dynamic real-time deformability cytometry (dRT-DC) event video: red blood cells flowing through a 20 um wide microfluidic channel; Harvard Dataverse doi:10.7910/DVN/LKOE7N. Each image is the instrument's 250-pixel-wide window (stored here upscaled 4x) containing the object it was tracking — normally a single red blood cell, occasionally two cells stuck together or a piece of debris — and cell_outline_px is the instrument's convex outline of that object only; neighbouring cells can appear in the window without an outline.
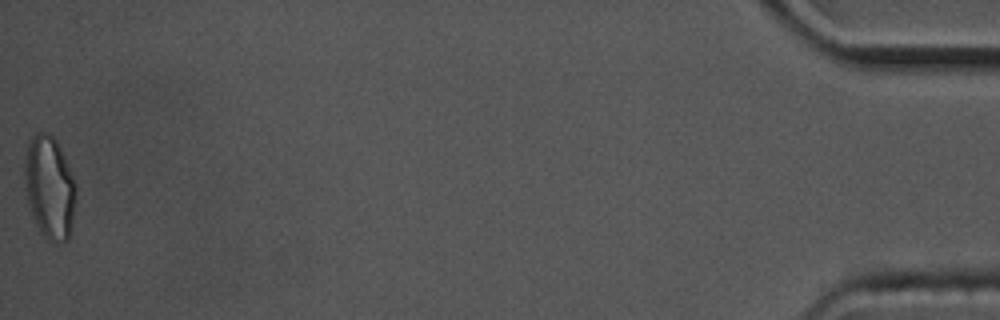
{"species": "common noctule bat (a hibernating species)", "species_latin": "Nyctalus noctula", "temperature_condition": "cold", "stored_images_in_passage": 46, "camera_frame_rate_fps": 3000, "um_per_image_px": 0.085, "animal": {"sex": "male", "body_mass_g": 17.5, "forearm_length_mm": 52.3}, "frame": {"image": 1, "passage_image": 45, "time_ms": 14.667, "image_size_px": [1000, 320], "cell_outline_px": [[76, 200], [72, 228], [68, 240], [52, 240], [44, 236], [40, 232], [36, 224], [28, 204], [24, 188], [24, 160], [28, 140], [36, 132], [48, 132], [56, 140], [64, 156], [72, 176], [76, 188]], "centroid_in_image_um": [4.19, 15.9], "position_along_channel_um": 431.0, "area_um2": 30.92}}